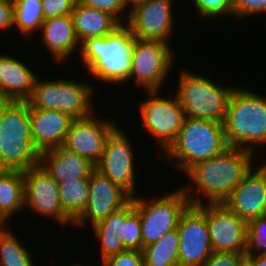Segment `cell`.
<instances>
[{
	"label": "cell",
	"instance_id": "obj_42",
	"mask_svg": "<svg viewBox=\"0 0 266 266\" xmlns=\"http://www.w3.org/2000/svg\"><path fill=\"white\" fill-rule=\"evenodd\" d=\"M0 171H1V150H0Z\"/></svg>",
	"mask_w": 266,
	"mask_h": 266
},
{
	"label": "cell",
	"instance_id": "obj_40",
	"mask_svg": "<svg viewBox=\"0 0 266 266\" xmlns=\"http://www.w3.org/2000/svg\"><path fill=\"white\" fill-rule=\"evenodd\" d=\"M147 1L148 0H123L125 9L127 8V13L126 14H129L133 9H135L139 5L144 4Z\"/></svg>",
	"mask_w": 266,
	"mask_h": 266
},
{
	"label": "cell",
	"instance_id": "obj_5",
	"mask_svg": "<svg viewBox=\"0 0 266 266\" xmlns=\"http://www.w3.org/2000/svg\"><path fill=\"white\" fill-rule=\"evenodd\" d=\"M226 149L223 123L185 117L177 138L164 152V156L185 173L192 165L214 158Z\"/></svg>",
	"mask_w": 266,
	"mask_h": 266
},
{
	"label": "cell",
	"instance_id": "obj_43",
	"mask_svg": "<svg viewBox=\"0 0 266 266\" xmlns=\"http://www.w3.org/2000/svg\"><path fill=\"white\" fill-rule=\"evenodd\" d=\"M71 266H81V264H77V263H76V264H74V265L72 264Z\"/></svg>",
	"mask_w": 266,
	"mask_h": 266
},
{
	"label": "cell",
	"instance_id": "obj_3",
	"mask_svg": "<svg viewBox=\"0 0 266 266\" xmlns=\"http://www.w3.org/2000/svg\"><path fill=\"white\" fill-rule=\"evenodd\" d=\"M1 171H26L40 165L31 137L27 101H0Z\"/></svg>",
	"mask_w": 266,
	"mask_h": 266
},
{
	"label": "cell",
	"instance_id": "obj_17",
	"mask_svg": "<svg viewBox=\"0 0 266 266\" xmlns=\"http://www.w3.org/2000/svg\"><path fill=\"white\" fill-rule=\"evenodd\" d=\"M206 219L213 252L244 254L247 222L221 204L206 203Z\"/></svg>",
	"mask_w": 266,
	"mask_h": 266
},
{
	"label": "cell",
	"instance_id": "obj_12",
	"mask_svg": "<svg viewBox=\"0 0 266 266\" xmlns=\"http://www.w3.org/2000/svg\"><path fill=\"white\" fill-rule=\"evenodd\" d=\"M179 266H202L212 255L206 219V203L190 205L181 215L178 226Z\"/></svg>",
	"mask_w": 266,
	"mask_h": 266
},
{
	"label": "cell",
	"instance_id": "obj_16",
	"mask_svg": "<svg viewBox=\"0 0 266 266\" xmlns=\"http://www.w3.org/2000/svg\"><path fill=\"white\" fill-rule=\"evenodd\" d=\"M96 113L83 119H74L63 147L97 164L102 157L108 136L118 126L110 118L99 119Z\"/></svg>",
	"mask_w": 266,
	"mask_h": 266
},
{
	"label": "cell",
	"instance_id": "obj_2",
	"mask_svg": "<svg viewBox=\"0 0 266 266\" xmlns=\"http://www.w3.org/2000/svg\"><path fill=\"white\" fill-rule=\"evenodd\" d=\"M135 37L122 24L113 33L89 37L80 43V57L84 69L97 81L125 84L129 81Z\"/></svg>",
	"mask_w": 266,
	"mask_h": 266
},
{
	"label": "cell",
	"instance_id": "obj_14",
	"mask_svg": "<svg viewBox=\"0 0 266 266\" xmlns=\"http://www.w3.org/2000/svg\"><path fill=\"white\" fill-rule=\"evenodd\" d=\"M89 186L87 206L73 221L74 227L81 228L83 225L85 227L87 223H91V227H93L107 218L112 212L125 206L132 199L125 190L96 168L90 174Z\"/></svg>",
	"mask_w": 266,
	"mask_h": 266
},
{
	"label": "cell",
	"instance_id": "obj_7",
	"mask_svg": "<svg viewBox=\"0 0 266 266\" xmlns=\"http://www.w3.org/2000/svg\"><path fill=\"white\" fill-rule=\"evenodd\" d=\"M39 77L36 78L33 93L27 100L31 108L57 110L73 119H83L95 113L91 99L96 94V88L92 84L61 78L45 81Z\"/></svg>",
	"mask_w": 266,
	"mask_h": 266
},
{
	"label": "cell",
	"instance_id": "obj_19",
	"mask_svg": "<svg viewBox=\"0 0 266 266\" xmlns=\"http://www.w3.org/2000/svg\"><path fill=\"white\" fill-rule=\"evenodd\" d=\"M29 113L32 142L40 153L63 146L74 120L70 115L57 110L31 108L30 106Z\"/></svg>",
	"mask_w": 266,
	"mask_h": 266
},
{
	"label": "cell",
	"instance_id": "obj_33",
	"mask_svg": "<svg viewBox=\"0 0 266 266\" xmlns=\"http://www.w3.org/2000/svg\"><path fill=\"white\" fill-rule=\"evenodd\" d=\"M78 2L84 6L99 9L110 13L121 24H125V22H127L129 17V14L127 15L123 14L124 11L127 10L125 9L123 0H78Z\"/></svg>",
	"mask_w": 266,
	"mask_h": 266
},
{
	"label": "cell",
	"instance_id": "obj_13",
	"mask_svg": "<svg viewBox=\"0 0 266 266\" xmlns=\"http://www.w3.org/2000/svg\"><path fill=\"white\" fill-rule=\"evenodd\" d=\"M117 126L108 136L101 160L96 169L125 190L132 198L136 193L134 149L127 134ZM135 165V166H134Z\"/></svg>",
	"mask_w": 266,
	"mask_h": 266
},
{
	"label": "cell",
	"instance_id": "obj_22",
	"mask_svg": "<svg viewBox=\"0 0 266 266\" xmlns=\"http://www.w3.org/2000/svg\"><path fill=\"white\" fill-rule=\"evenodd\" d=\"M41 41L43 42L49 55L54 58L59 65L73 55L80 42L75 34L72 15L51 17L45 19L41 29Z\"/></svg>",
	"mask_w": 266,
	"mask_h": 266
},
{
	"label": "cell",
	"instance_id": "obj_35",
	"mask_svg": "<svg viewBox=\"0 0 266 266\" xmlns=\"http://www.w3.org/2000/svg\"><path fill=\"white\" fill-rule=\"evenodd\" d=\"M232 10L236 18L266 13V0H231Z\"/></svg>",
	"mask_w": 266,
	"mask_h": 266
},
{
	"label": "cell",
	"instance_id": "obj_41",
	"mask_svg": "<svg viewBox=\"0 0 266 266\" xmlns=\"http://www.w3.org/2000/svg\"><path fill=\"white\" fill-rule=\"evenodd\" d=\"M238 266H253V264L246 258L244 257Z\"/></svg>",
	"mask_w": 266,
	"mask_h": 266
},
{
	"label": "cell",
	"instance_id": "obj_4",
	"mask_svg": "<svg viewBox=\"0 0 266 266\" xmlns=\"http://www.w3.org/2000/svg\"><path fill=\"white\" fill-rule=\"evenodd\" d=\"M223 124L227 148L257 153L256 147L266 146V96L236 86Z\"/></svg>",
	"mask_w": 266,
	"mask_h": 266
},
{
	"label": "cell",
	"instance_id": "obj_10",
	"mask_svg": "<svg viewBox=\"0 0 266 266\" xmlns=\"http://www.w3.org/2000/svg\"><path fill=\"white\" fill-rule=\"evenodd\" d=\"M173 50L170 44L159 40L135 38L129 81L134 79L136 87L146 91L162 90L161 86L174 66Z\"/></svg>",
	"mask_w": 266,
	"mask_h": 266
},
{
	"label": "cell",
	"instance_id": "obj_30",
	"mask_svg": "<svg viewBox=\"0 0 266 266\" xmlns=\"http://www.w3.org/2000/svg\"><path fill=\"white\" fill-rule=\"evenodd\" d=\"M266 255V216L247 223V247L245 256Z\"/></svg>",
	"mask_w": 266,
	"mask_h": 266
},
{
	"label": "cell",
	"instance_id": "obj_8",
	"mask_svg": "<svg viewBox=\"0 0 266 266\" xmlns=\"http://www.w3.org/2000/svg\"><path fill=\"white\" fill-rule=\"evenodd\" d=\"M134 206L141 219L142 250L160 240L167 232L177 228L181 215L191 205L181 188L168 192L150 201L135 196Z\"/></svg>",
	"mask_w": 266,
	"mask_h": 266
},
{
	"label": "cell",
	"instance_id": "obj_31",
	"mask_svg": "<svg viewBox=\"0 0 266 266\" xmlns=\"http://www.w3.org/2000/svg\"><path fill=\"white\" fill-rule=\"evenodd\" d=\"M123 246L127 250L142 251L141 219L135 208L123 224Z\"/></svg>",
	"mask_w": 266,
	"mask_h": 266
},
{
	"label": "cell",
	"instance_id": "obj_24",
	"mask_svg": "<svg viewBox=\"0 0 266 266\" xmlns=\"http://www.w3.org/2000/svg\"><path fill=\"white\" fill-rule=\"evenodd\" d=\"M71 15L75 34L80 43L89 37L107 36L122 25L110 13L84 6L78 1Z\"/></svg>",
	"mask_w": 266,
	"mask_h": 266
},
{
	"label": "cell",
	"instance_id": "obj_36",
	"mask_svg": "<svg viewBox=\"0 0 266 266\" xmlns=\"http://www.w3.org/2000/svg\"><path fill=\"white\" fill-rule=\"evenodd\" d=\"M78 0H42L44 18L70 15Z\"/></svg>",
	"mask_w": 266,
	"mask_h": 266
},
{
	"label": "cell",
	"instance_id": "obj_27",
	"mask_svg": "<svg viewBox=\"0 0 266 266\" xmlns=\"http://www.w3.org/2000/svg\"><path fill=\"white\" fill-rule=\"evenodd\" d=\"M58 190L63 211L74 221L87 206L89 179L59 182Z\"/></svg>",
	"mask_w": 266,
	"mask_h": 266
},
{
	"label": "cell",
	"instance_id": "obj_6",
	"mask_svg": "<svg viewBox=\"0 0 266 266\" xmlns=\"http://www.w3.org/2000/svg\"><path fill=\"white\" fill-rule=\"evenodd\" d=\"M179 72L175 93L185 116L224 123L228 102L236 86L217 85L208 77L186 69Z\"/></svg>",
	"mask_w": 266,
	"mask_h": 266
},
{
	"label": "cell",
	"instance_id": "obj_37",
	"mask_svg": "<svg viewBox=\"0 0 266 266\" xmlns=\"http://www.w3.org/2000/svg\"><path fill=\"white\" fill-rule=\"evenodd\" d=\"M244 254L233 252H213L202 266H238Z\"/></svg>",
	"mask_w": 266,
	"mask_h": 266
},
{
	"label": "cell",
	"instance_id": "obj_28",
	"mask_svg": "<svg viewBox=\"0 0 266 266\" xmlns=\"http://www.w3.org/2000/svg\"><path fill=\"white\" fill-rule=\"evenodd\" d=\"M13 13V26L27 38L31 34L39 33L45 21L42 0H13Z\"/></svg>",
	"mask_w": 266,
	"mask_h": 266
},
{
	"label": "cell",
	"instance_id": "obj_32",
	"mask_svg": "<svg viewBox=\"0 0 266 266\" xmlns=\"http://www.w3.org/2000/svg\"><path fill=\"white\" fill-rule=\"evenodd\" d=\"M192 5H194L197 12L201 15L203 19L213 18L216 19L217 17H225L233 15L234 13L232 10V2L231 0H191Z\"/></svg>",
	"mask_w": 266,
	"mask_h": 266
},
{
	"label": "cell",
	"instance_id": "obj_11",
	"mask_svg": "<svg viewBox=\"0 0 266 266\" xmlns=\"http://www.w3.org/2000/svg\"><path fill=\"white\" fill-rule=\"evenodd\" d=\"M24 209L46 219H54L60 226L73 225V220L63 211L59 199L58 182L40 165L23 172Z\"/></svg>",
	"mask_w": 266,
	"mask_h": 266
},
{
	"label": "cell",
	"instance_id": "obj_1",
	"mask_svg": "<svg viewBox=\"0 0 266 266\" xmlns=\"http://www.w3.org/2000/svg\"><path fill=\"white\" fill-rule=\"evenodd\" d=\"M252 158L254 153L248 150L227 148L214 158L192 165L185 172L191 182L181 189L191 205L221 204L254 166Z\"/></svg>",
	"mask_w": 266,
	"mask_h": 266
},
{
	"label": "cell",
	"instance_id": "obj_26",
	"mask_svg": "<svg viewBox=\"0 0 266 266\" xmlns=\"http://www.w3.org/2000/svg\"><path fill=\"white\" fill-rule=\"evenodd\" d=\"M179 235L177 228L160 240L143 248L145 266H179Z\"/></svg>",
	"mask_w": 266,
	"mask_h": 266
},
{
	"label": "cell",
	"instance_id": "obj_21",
	"mask_svg": "<svg viewBox=\"0 0 266 266\" xmlns=\"http://www.w3.org/2000/svg\"><path fill=\"white\" fill-rule=\"evenodd\" d=\"M40 166L58 183L75 179H89L96 168L88 158L63 146L40 153Z\"/></svg>",
	"mask_w": 266,
	"mask_h": 266
},
{
	"label": "cell",
	"instance_id": "obj_38",
	"mask_svg": "<svg viewBox=\"0 0 266 266\" xmlns=\"http://www.w3.org/2000/svg\"><path fill=\"white\" fill-rule=\"evenodd\" d=\"M13 19V0H0V29L5 31L15 28Z\"/></svg>",
	"mask_w": 266,
	"mask_h": 266
},
{
	"label": "cell",
	"instance_id": "obj_34",
	"mask_svg": "<svg viewBox=\"0 0 266 266\" xmlns=\"http://www.w3.org/2000/svg\"><path fill=\"white\" fill-rule=\"evenodd\" d=\"M102 266H145L142 251L124 250L104 260Z\"/></svg>",
	"mask_w": 266,
	"mask_h": 266
},
{
	"label": "cell",
	"instance_id": "obj_9",
	"mask_svg": "<svg viewBox=\"0 0 266 266\" xmlns=\"http://www.w3.org/2000/svg\"><path fill=\"white\" fill-rule=\"evenodd\" d=\"M161 91H146L148 99L139 106L144 131L154 137L161 151L165 152L177 138L186 116L177 95L166 99L165 95L159 96Z\"/></svg>",
	"mask_w": 266,
	"mask_h": 266
},
{
	"label": "cell",
	"instance_id": "obj_29",
	"mask_svg": "<svg viewBox=\"0 0 266 266\" xmlns=\"http://www.w3.org/2000/svg\"><path fill=\"white\" fill-rule=\"evenodd\" d=\"M27 250L11 229L0 225V266H35Z\"/></svg>",
	"mask_w": 266,
	"mask_h": 266
},
{
	"label": "cell",
	"instance_id": "obj_15",
	"mask_svg": "<svg viewBox=\"0 0 266 266\" xmlns=\"http://www.w3.org/2000/svg\"><path fill=\"white\" fill-rule=\"evenodd\" d=\"M174 0H148L129 13L125 25L133 36L142 40H159L168 44L175 31Z\"/></svg>",
	"mask_w": 266,
	"mask_h": 266
},
{
	"label": "cell",
	"instance_id": "obj_39",
	"mask_svg": "<svg viewBox=\"0 0 266 266\" xmlns=\"http://www.w3.org/2000/svg\"><path fill=\"white\" fill-rule=\"evenodd\" d=\"M253 266H266V255L245 256Z\"/></svg>",
	"mask_w": 266,
	"mask_h": 266
},
{
	"label": "cell",
	"instance_id": "obj_20",
	"mask_svg": "<svg viewBox=\"0 0 266 266\" xmlns=\"http://www.w3.org/2000/svg\"><path fill=\"white\" fill-rule=\"evenodd\" d=\"M37 77L23 61L0 54V101H27Z\"/></svg>",
	"mask_w": 266,
	"mask_h": 266
},
{
	"label": "cell",
	"instance_id": "obj_18",
	"mask_svg": "<svg viewBox=\"0 0 266 266\" xmlns=\"http://www.w3.org/2000/svg\"><path fill=\"white\" fill-rule=\"evenodd\" d=\"M255 167L250 169L222 203L247 223L266 216V161Z\"/></svg>",
	"mask_w": 266,
	"mask_h": 266
},
{
	"label": "cell",
	"instance_id": "obj_23",
	"mask_svg": "<svg viewBox=\"0 0 266 266\" xmlns=\"http://www.w3.org/2000/svg\"><path fill=\"white\" fill-rule=\"evenodd\" d=\"M135 209L133 198L122 208L112 212L107 218L92 227L99 241L101 261L126 250L123 246V224Z\"/></svg>",
	"mask_w": 266,
	"mask_h": 266
},
{
	"label": "cell",
	"instance_id": "obj_25",
	"mask_svg": "<svg viewBox=\"0 0 266 266\" xmlns=\"http://www.w3.org/2000/svg\"><path fill=\"white\" fill-rule=\"evenodd\" d=\"M24 209V178L22 171H0V225Z\"/></svg>",
	"mask_w": 266,
	"mask_h": 266
}]
</instances>
